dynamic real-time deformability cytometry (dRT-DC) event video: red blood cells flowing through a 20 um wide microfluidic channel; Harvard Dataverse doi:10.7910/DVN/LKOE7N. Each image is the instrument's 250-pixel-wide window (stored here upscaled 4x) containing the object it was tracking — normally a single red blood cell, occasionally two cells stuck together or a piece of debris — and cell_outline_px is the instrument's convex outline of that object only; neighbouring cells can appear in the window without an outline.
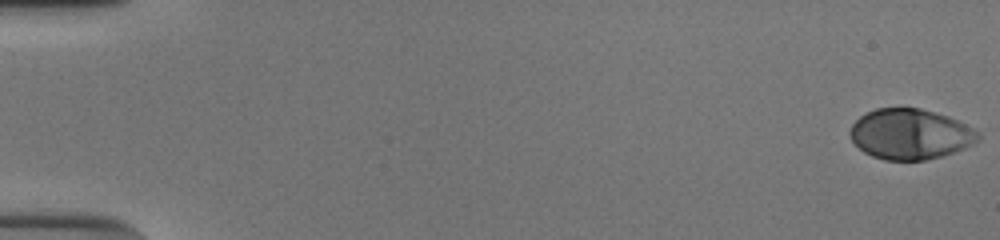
{"species": "human", "species_latin": "Homo sapiens", "temperature_condition": "cold", "stored_images_in_passage": 54, "camera_frame_rate_fps": 3000, "um_per_image_px": 0.085, "donor": {"sex": "male"}, "frame": {"image": 1, "passage_image": 1, "time_ms": 0.0, "image_size_px": [1000, 240], "cell_outline_px": [[980, 140], [964, 148], [940, 156], [924, 160], [884, 160], [872, 156], [864, 152], [852, 140], [848, 132], [852, 124], [860, 116], [876, 108], [920, 108], [948, 116], [972, 128], [980, 136]], "centroid_in_image_um": [77.34, 11.4], "position_along_channel_um": 7.7, "area_um2": 37.34}}
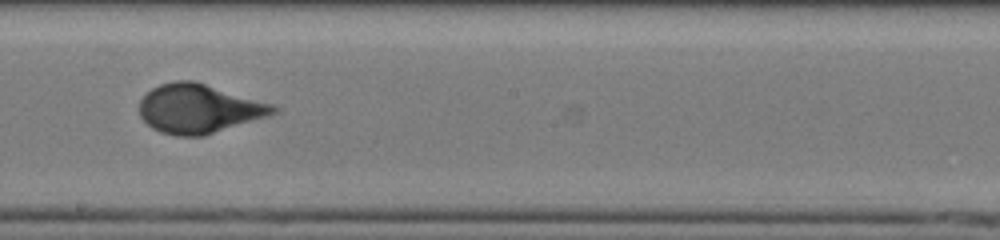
{"frame": {"image": 2, "passage_image": 32, "time_ms": 10.333, "image_size_px": [1000, 240], "cell_outline_px": [[280, 112], [268, 116], [204, 136], [176, 136], [160, 132], [152, 128], [140, 116], [140, 100], [152, 88], [160, 84], [176, 80], [192, 80], [272, 104], [280, 108]], "centroid_in_image_um": [16.91, 9.25], "position_along_channel_um": 231.3, "area_um2": 38.09}}
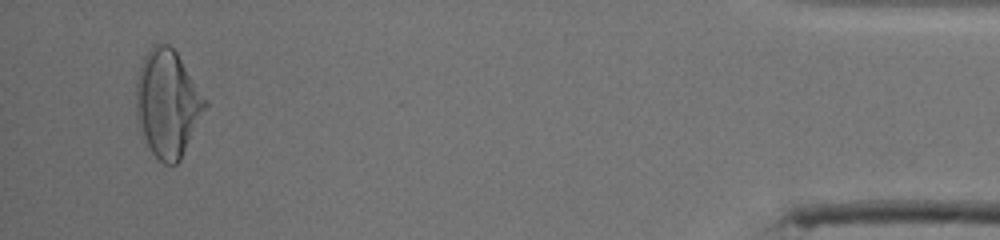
{"frame": {"image": 3, "passage_image": 52, "time_ms": 17.0, "image_size_px": [1000, 240], "cell_outline_px": [[208, 104], [180, 160], [176, 164], [164, 164], [144, 144], [140, 136], [136, 116], [136, 80], [144, 56], [148, 48], [152, 44], [168, 44], [176, 52], [208, 100]], "centroid_in_image_um": [14.22, 8.8], "position_along_channel_um": 421.0, "area_um2": 43.35}, "authors_computed_cell_mechanics": {"area_um2": 37.7723, "velocity_mm_per_s": 3.8776, "shape_relaxation_time_tau1_ms": 4.0157, "shape_relaxation_time_tau2_ms": null, "deformation_change_tau1": 0.214, "deformation_change_tau2": null}}